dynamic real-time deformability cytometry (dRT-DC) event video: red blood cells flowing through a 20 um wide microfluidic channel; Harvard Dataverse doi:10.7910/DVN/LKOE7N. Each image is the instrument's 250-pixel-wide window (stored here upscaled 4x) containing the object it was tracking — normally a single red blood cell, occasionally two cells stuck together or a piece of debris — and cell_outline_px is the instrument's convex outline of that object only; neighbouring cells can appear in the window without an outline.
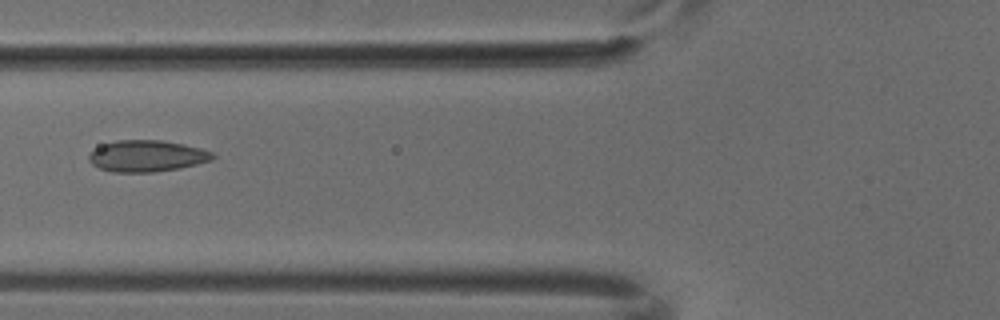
{"species": "common noctule bat (a hibernating species)", "species_latin": "Nyctalus noctula", "temperature_condition": "cold", "stored_images_in_passage": 7, "camera_frame_rate_fps": 3000, "um_per_image_px": 0.085, "animal": {"sex": "male", "body_mass_g": 18.8}, "frame": {"image": 1, "passage_image": 6, "time_ms": 1.667, "image_size_px": [1000, 320], "cell_outline_px": [[216, 156], [212, 160], [180, 168], [156, 172], [112, 172], [100, 168], [92, 164], [88, 160], [88, 156], [96, 148], [104, 144], [116, 140], [164, 140], [184, 144], [200, 148], [212, 152]], "centroid_in_image_um": [12.5, 13.26], "position_along_channel_um": 113.3, "area_um2": 22.72}}
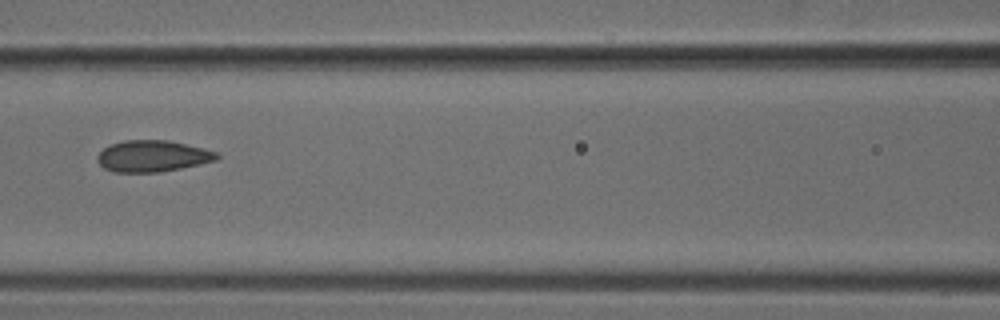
{"frame": {"image": 2, "passage_image": 7, "time_ms": 2.0, "image_size_px": [1000, 320], "cell_outline_px": [[220, 156], [216, 160], [200, 164], [160, 172], [116, 172], [104, 168], [96, 160], [96, 156], [104, 148], [112, 144], [124, 140], [168, 140], [216, 152]], "centroid_in_image_um": [12.93, 13.27], "position_along_channel_um": 153.7, "area_um2": 21.62}}